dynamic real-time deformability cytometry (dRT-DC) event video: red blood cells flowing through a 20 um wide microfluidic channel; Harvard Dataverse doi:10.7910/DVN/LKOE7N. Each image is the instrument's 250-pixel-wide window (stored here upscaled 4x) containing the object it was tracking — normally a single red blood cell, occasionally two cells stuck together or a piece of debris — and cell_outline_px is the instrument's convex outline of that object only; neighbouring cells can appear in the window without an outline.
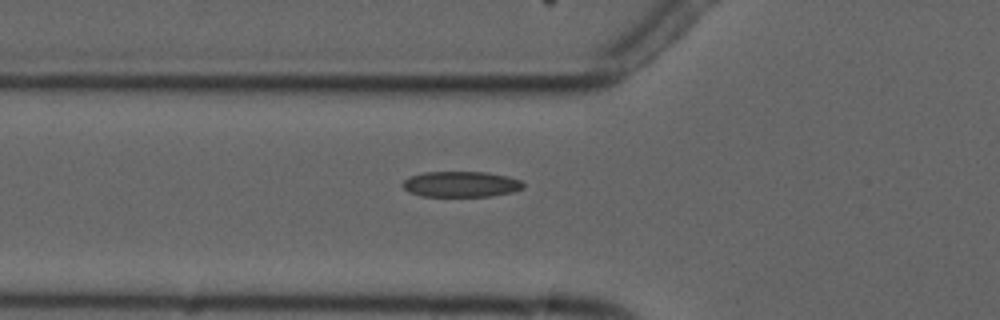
{"species": "common noctule bat (a hibernating species)", "species_latin": "Nyctalus noctula", "temperature_condition": "cold", "stored_images_in_passage": 6, "camera_frame_rate_fps": 3000, "um_per_image_px": 0.085, "animal": {"sex": "male", "forearm_length_mm": 52.5}, "frame": {"image": 1, "passage_image": 6, "time_ms": 7.0, "image_size_px": [1000, 320], "cell_outline_px": [[524, 188], [512, 192], [492, 196], [420, 196], [408, 192], [400, 184], [408, 176], [424, 172], [488, 172], [508, 176], [520, 180], [524, 184]], "centroid_in_image_um": [39.16, 15.65], "position_along_channel_um": 86.6, "area_um2": 18.26}}